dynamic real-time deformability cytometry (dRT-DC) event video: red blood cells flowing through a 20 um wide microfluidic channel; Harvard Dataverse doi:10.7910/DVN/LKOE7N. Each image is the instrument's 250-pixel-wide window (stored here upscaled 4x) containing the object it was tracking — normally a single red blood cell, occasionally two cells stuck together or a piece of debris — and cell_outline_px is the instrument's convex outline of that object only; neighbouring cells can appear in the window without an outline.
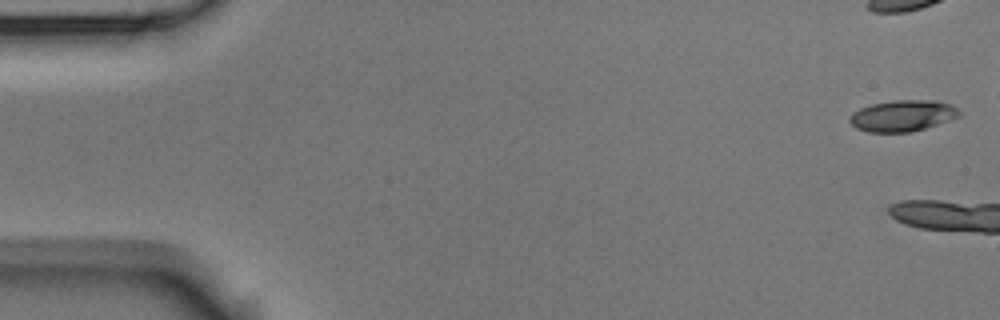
{"species": "Egyptian fruit bat (a non-hibernating species)", "species_latin": "Rousettus aegyptiacus", "temperature_condition": "room temperature", "stored_images_in_passage": 6, "camera_frame_rate_fps": 3000, "um_per_image_px": 0.085, "animal": {"sex": "male"}, "frame": {"image": 1, "passage_image": 1, "time_ms": 0.0, "image_size_px": [1000, 320], "cell_outline_px": [[960, 116], [912, 132], [868, 132], [856, 128], [848, 120], [860, 108], [872, 104], [892, 100], [940, 100], [952, 104], [960, 112]], "centroid_in_image_um": [76.75, 9.82], "position_along_channel_um": 8.3, "area_um2": 19.83}}
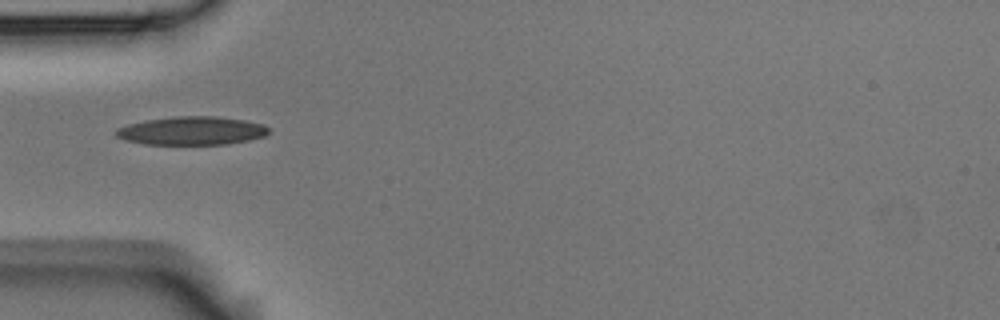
{"frame": {"image": 2, "passage_image": 6, "time_ms": 1.667, "image_size_px": [1000, 320], "cell_outline_px": [[268, 132], [264, 136], [248, 140], [224, 144], [144, 144], [124, 140], [116, 136], [116, 128], [128, 124], [148, 120], [176, 116], [216, 116], [244, 120], [264, 124], [268, 128]], "centroid_in_image_um": [16.28, 11.11], "position_along_channel_um": 68.7, "area_um2": 25.09}}